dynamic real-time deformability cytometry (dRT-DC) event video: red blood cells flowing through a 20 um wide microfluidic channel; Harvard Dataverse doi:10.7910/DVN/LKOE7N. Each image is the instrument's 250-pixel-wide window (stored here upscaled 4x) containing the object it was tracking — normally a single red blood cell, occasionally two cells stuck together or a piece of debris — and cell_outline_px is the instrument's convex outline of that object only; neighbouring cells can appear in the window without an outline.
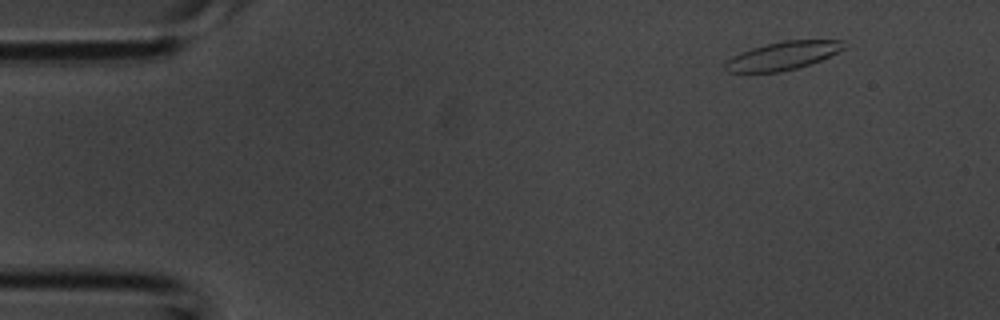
{"species": "common noctule bat (a hibernating species)", "species_latin": "Nyctalus noctula", "temperature_condition": "room temperature", "stored_images_in_passage": 3, "camera_frame_rate_fps": 3000, "um_per_image_px": 0.085, "animal": {"sex": "male", "body_mass_g": 20.1, "forearm_length_mm": 53.5}, "frame": {"image": 1, "passage_image": 1, "time_ms": 0.0, "image_size_px": [1000, 320], "cell_outline_px": [[844, 48], [812, 64], [780, 72], [728, 72], [724, 68], [724, 64], [732, 56], [740, 52], [752, 48], [784, 40], [844, 40]], "centroid_in_image_um": [66.52, 4.74], "position_along_channel_um": 18.5, "area_um2": 19.31}}